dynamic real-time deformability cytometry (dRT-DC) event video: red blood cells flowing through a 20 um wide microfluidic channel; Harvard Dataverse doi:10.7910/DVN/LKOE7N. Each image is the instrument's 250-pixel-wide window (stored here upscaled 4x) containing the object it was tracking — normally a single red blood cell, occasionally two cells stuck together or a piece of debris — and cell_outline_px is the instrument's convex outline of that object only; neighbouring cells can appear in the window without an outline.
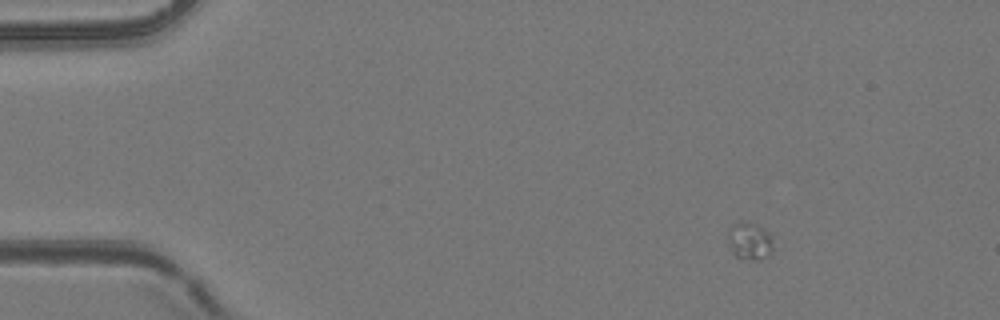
{"species": "common noctule bat (a hibernating species)", "species_latin": "Nyctalus noctula", "temperature_condition": "room temperature", "stored_images_in_passage": 18, "camera_frame_rate_fps": 3000, "um_per_image_px": 0.085, "animal": {"sex": "female", "body_mass_g": 24.6, "forearm_length_mm": 56.2}, "frame": {"image": 1, "passage_image": 8, "time_ms": 2.333, "image_size_px": [1000, 320], "cell_outline_px": [[776, 248], [768, 256], [760, 260], [752, 260], [736, 256], [732, 252], [728, 236], [728, 228], [732, 224], [740, 220], [756, 224], [764, 228], [772, 236]], "centroid_in_image_um": [63.78, 20.47], "position_along_channel_um": 21.2, "area_um2": 10.23}}